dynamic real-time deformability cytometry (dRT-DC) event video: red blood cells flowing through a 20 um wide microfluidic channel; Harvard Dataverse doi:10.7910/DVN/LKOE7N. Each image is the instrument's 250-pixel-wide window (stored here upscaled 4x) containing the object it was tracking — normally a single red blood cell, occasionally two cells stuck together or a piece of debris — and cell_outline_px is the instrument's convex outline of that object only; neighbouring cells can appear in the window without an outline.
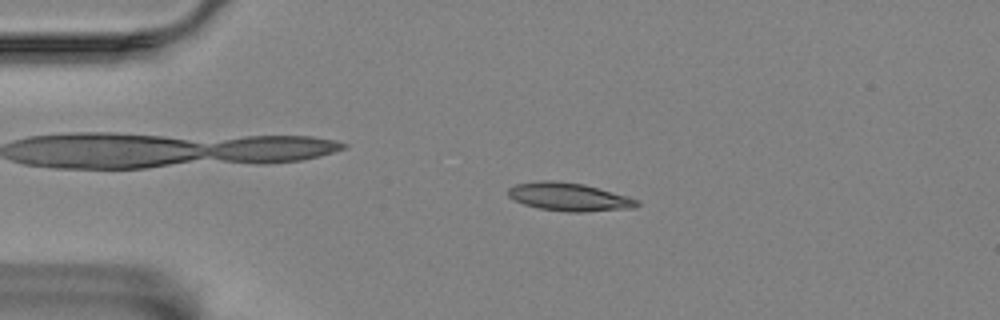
{"species": "Egyptian fruit bat (a non-hibernating species)", "species_latin": "Rousettus aegyptiacus", "temperature_condition": "room temperature", "stored_images_in_passage": 47, "camera_frame_rate_fps": 3000, "um_per_image_px": 0.085, "animal": {"sex": "female"}, "frame": {"image": 1, "passage_image": 2, "time_ms": 0.333, "image_size_px": [1000, 320], "cell_outline_px": [[640, 204], [632, 208], [580, 212], [568, 212], [540, 208], [524, 204], [508, 196], [508, 188], [516, 184], [540, 180], [552, 180], [584, 184], [628, 196], [640, 200]], "centroid_in_image_um": [48.38, 16.73], "position_along_channel_um": 36.6, "area_um2": 21.04}}
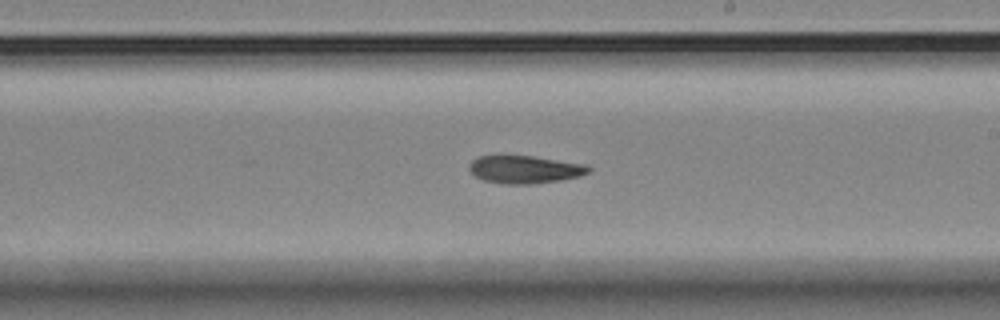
{"frame": {"image": 2, "passage_image": 23, "time_ms": 7.333, "image_size_px": [1000, 320], "cell_outline_px": [[592, 168], [588, 172], [580, 176], [560, 180], [532, 184], [504, 184], [484, 180], [476, 176], [468, 168], [468, 164], [472, 160], [480, 156], [532, 156], [588, 164]], "centroid_in_image_um": [44.63, 14.4], "position_along_channel_um": 244.4, "area_um2": 19.31}}
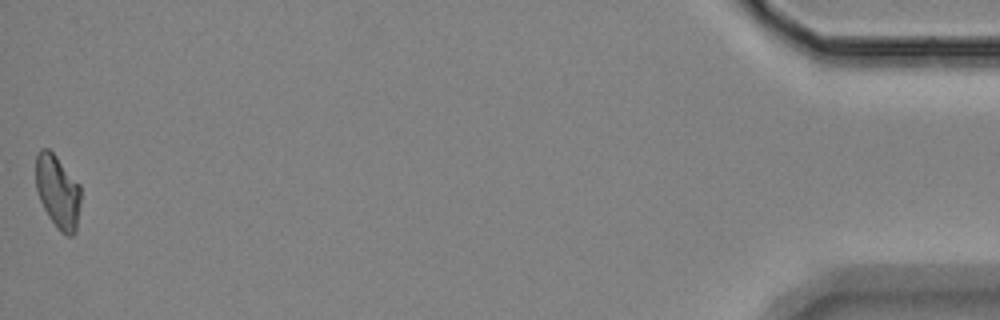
{"frame": {"image": 3, "passage_image": 47, "time_ms": 15.333, "image_size_px": [1000, 320], "cell_outline_px": [[80, 200], [76, 232], [72, 236], [68, 236], [60, 232], [56, 228], [48, 216], [40, 200], [36, 188], [36, 156], [40, 148], [48, 148], [56, 156], [80, 184]], "centroid_in_image_um": [4.91, 16.3], "position_along_channel_um": 430.3, "area_um2": 19.25}, "authors_computed_cell_mechanics": {"area_um2": 19.5364, "velocity_mm_per_s": 3.4598, "shape_relaxation_time_tau1_ms": null, "shape_relaxation_time_tau2_ms": 7.3863, "deformation_change_tau1": null, "deformation_change_tau2": 0.1446}}